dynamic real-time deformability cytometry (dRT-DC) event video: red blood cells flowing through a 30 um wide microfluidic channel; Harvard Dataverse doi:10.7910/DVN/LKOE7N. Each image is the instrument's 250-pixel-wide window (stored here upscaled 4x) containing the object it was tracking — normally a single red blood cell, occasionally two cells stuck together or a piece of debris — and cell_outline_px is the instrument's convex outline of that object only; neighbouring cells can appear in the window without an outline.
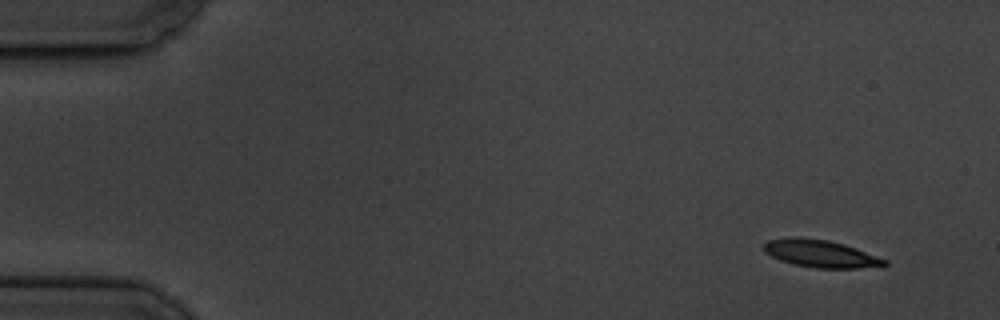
{"species": "common noctule bat (a hibernating species)", "species_latin": "Nyctalus noctula", "temperature_condition": "cold", "stored_images_in_passage": 6, "segment_of_instrument_passage": [2, 2], "camera_frame_rate_fps": 3000, "um_per_image_px": 0.085, "animal": {"sex": "male", "body_mass_g": 19.5, "forearm_length_mm": 54.6}, "frame": {"image": 1, "passage_image": 6, "time_ms": 6.667, "image_size_px": [1000, 320], "cell_outline_px": [[888, 264], [884, 268], [816, 268], [792, 264], [780, 260], [764, 252], [764, 244], [768, 240], [788, 236], [800, 236], [828, 240], [844, 244], [856, 248], [888, 260]], "centroid_in_image_um": [69.8, 21.56], "position_along_channel_um": 15.2, "area_um2": 19.77}}